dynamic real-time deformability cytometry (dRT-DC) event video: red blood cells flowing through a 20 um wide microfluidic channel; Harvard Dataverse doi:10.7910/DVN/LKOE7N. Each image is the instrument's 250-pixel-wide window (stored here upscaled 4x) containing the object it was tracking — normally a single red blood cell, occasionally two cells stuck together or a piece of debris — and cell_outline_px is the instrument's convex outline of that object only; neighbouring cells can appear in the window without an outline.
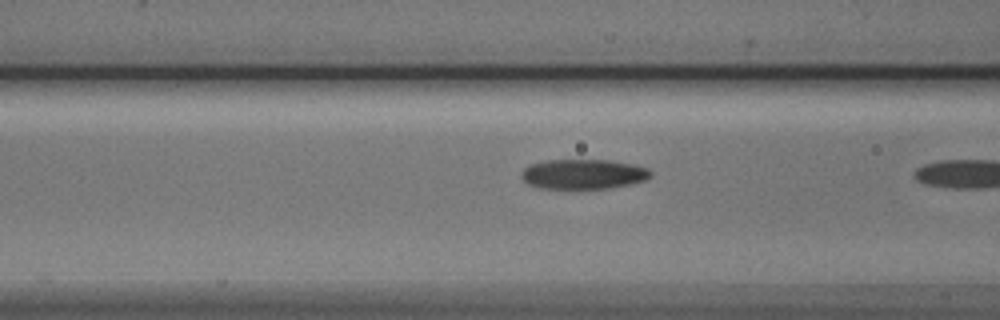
{"species": "Egyptian fruit bat (a non-hibernating species)", "species_latin": "Rousettus aegyptiacus", "temperature_condition": "cold", "stored_images_in_passage": 9, "camera_frame_rate_fps": 3000, "um_per_image_px": 0.085, "animal": {"sex": "male"}, "frame": {"image": 1, "passage_image": 8, "time_ms": 2.333, "image_size_px": [1000, 320], "cell_outline_px": [[652, 176], [644, 180], [628, 184], [608, 188], [540, 188], [528, 184], [520, 176], [520, 172], [524, 168], [532, 164], [548, 160], [608, 160], [628, 164], [644, 168], [652, 172]], "centroid_in_image_um": [49.52, 14.8], "position_along_channel_um": 117.1, "area_um2": 22.08}}